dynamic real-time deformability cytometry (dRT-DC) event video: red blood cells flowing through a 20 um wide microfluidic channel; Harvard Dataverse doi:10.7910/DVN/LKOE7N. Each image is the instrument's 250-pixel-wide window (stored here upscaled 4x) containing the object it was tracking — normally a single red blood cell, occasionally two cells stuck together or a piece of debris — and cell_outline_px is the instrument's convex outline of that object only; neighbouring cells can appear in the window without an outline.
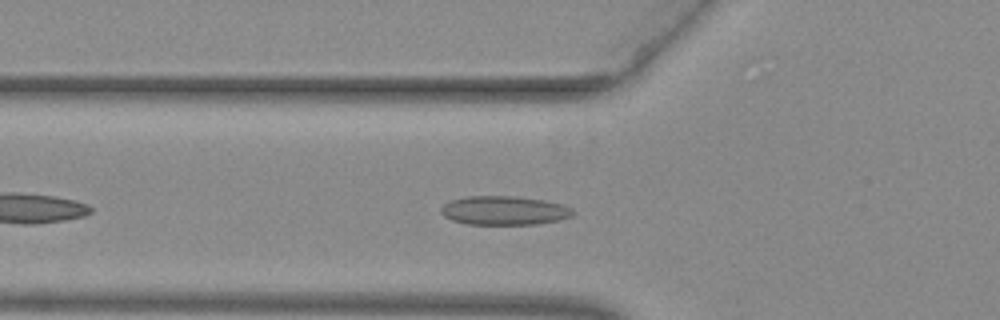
{"species": "common noctule bat (a hibernating species)", "species_latin": "Nyctalus noctula", "temperature_condition": "warm", "stored_images_in_passage": 38, "camera_frame_rate_fps": 3000, "um_per_image_px": 0.085, "animal": {"sex": "female", "body_mass_g": 29.2, "forearm_length_mm": 56.3}, "frame": {"image": 1, "passage_image": 7, "time_ms": 2.0, "image_size_px": [1000, 320], "cell_outline_px": [[576, 212], [572, 216], [560, 220], [536, 224], [468, 224], [452, 220], [444, 216], [440, 212], [440, 208], [444, 204], [452, 200], [468, 196], [516, 196], [544, 200], [560, 204], [572, 208]], "centroid_in_image_um": [42.87, 17.89], "position_along_channel_um": 82.9, "area_um2": 22.25}}
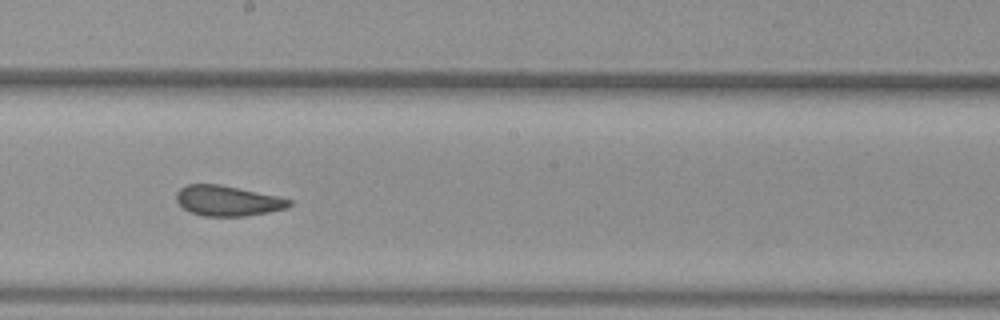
{"frame": {"image": 2, "passage_image": 18, "time_ms": 5.667, "image_size_px": [1000, 320], "cell_outline_px": [[292, 204], [288, 208], [268, 212], [244, 216], [204, 216], [188, 212], [176, 200], [176, 192], [180, 188], [188, 184], [220, 184], [276, 196], [292, 200]], "centroid_in_image_um": [19.33, 17.07], "position_along_channel_um": 228.9, "area_um2": 19.88}}
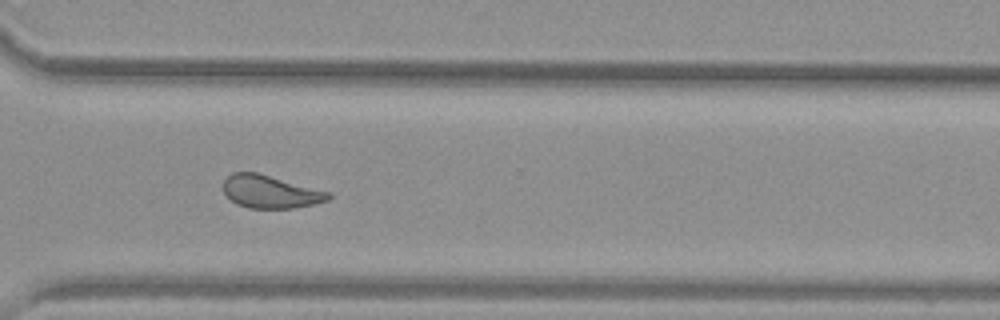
{"frame": {"image": 3, "passage_image": 27, "time_ms": 8.667, "image_size_px": [1000, 320], "cell_outline_px": [[332, 196], [328, 200], [296, 208], [248, 208], [236, 204], [224, 196], [224, 180], [232, 172], [256, 172], [332, 192]], "centroid_in_image_um": [22.97, 16.3], "position_along_channel_um": 347.6, "area_um2": 20.29}, "authors_computed_cell_mechanics": {"area_um2": 20.5479, "velocity_mm_per_s": 3.9709, "shape_relaxation_time_tau1_ms": 8.769, "shape_relaxation_time_tau2_ms": 1.5804, "deformation_change_tau1": 0.1898, "deformation_change_tau2": 0.0818}}